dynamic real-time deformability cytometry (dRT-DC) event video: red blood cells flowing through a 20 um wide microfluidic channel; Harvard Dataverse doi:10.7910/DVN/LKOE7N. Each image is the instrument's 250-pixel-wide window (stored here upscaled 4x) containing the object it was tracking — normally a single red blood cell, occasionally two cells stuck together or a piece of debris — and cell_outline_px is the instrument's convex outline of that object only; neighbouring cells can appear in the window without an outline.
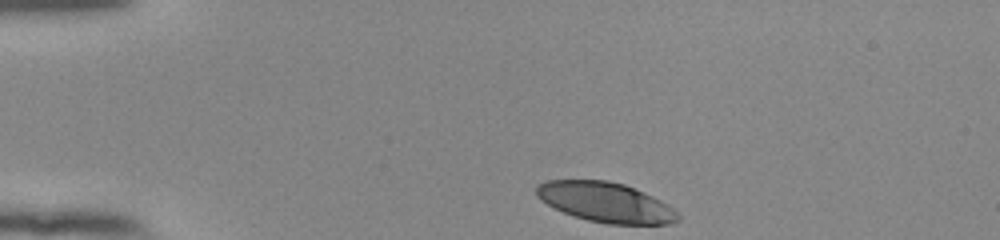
{"species": "human", "species_latin": "Homo sapiens", "temperature_condition": "room temperature", "stored_images_in_passage": 36, "camera_frame_rate_fps": 3000, "um_per_image_px": 0.085, "donor": {"sex": "female"}, "frame": {"image": 1, "passage_image": 1, "time_ms": 0.0, "image_size_px": [1000, 240], "cell_outline_px": [[680, 220], [672, 224], [608, 224], [588, 220], [564, 212], [540, 200], [536, 196], [536, 188], [540, 184], [548, 180], [608, 180], [624, 184], [644, 192], [668, 204], [680, 216]], "centroid_in_image_um": [51.51, 17.19], "position_along_channel_um": 33.5, "area_um2": 32.71}}
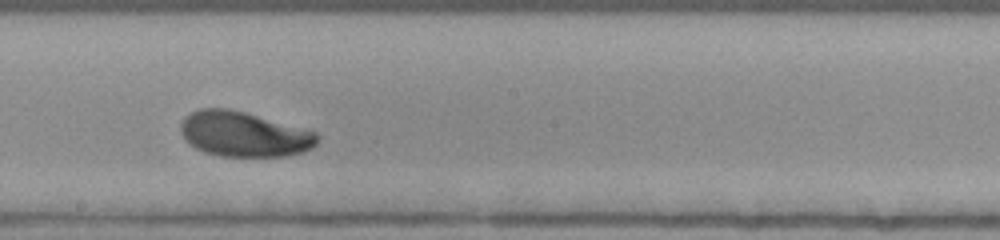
{"frame": {"image": 2, "passage_image": 21, "time_ms": 6.667, "image_size_px": [1000, 240], "cell_outline_px": [[320, 136], [316, 144], [312, 148], [300, 152], [284, 156], [220, 156], [204, 152], [188, 144], [184, 140], [180, 132], [180, 124], [184, 116], [200, 108], [228, 108], [244, 112], [316, 132]], "centroid_in_image_um": [20.68, 11.4], "position_along_channel_um": 227.5, "area_um2": 35.84}}
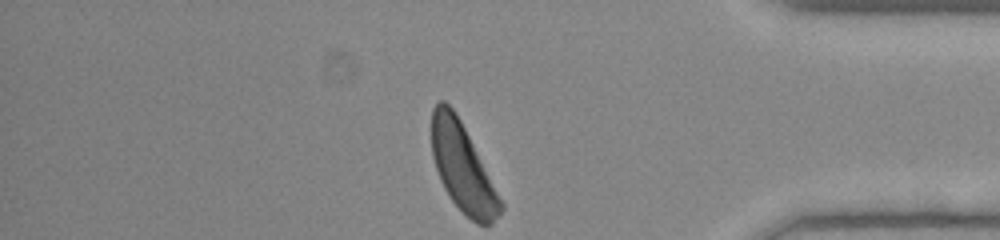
{"frame": {"image": 3, "passage_image": 36, "time_ms": 11.667, "image_size_px": [1000, 240], "cell_outline_px": [[504, 208], [492, 224], [476, 224], [448, 196], [440, 180], [432, 156], [432, 108], [440, 100], [444, 100], [456, 112], [504, 204]], "centroid_in_image_um": [39.32, 14.25], "position_along_channel_um": 395.9, "area_um2": 34.8}, "authors_computed_cell_mechanics": {"area_um2": 35.7493, "velocity_mm_per_s": 3.8228, "shape_relaxation_time_tau1_ms": 2.6094, "shape_relaxation_time_tau2_ms": null, "deformation_change_tau1": 0.1438, "deformation_change_tau2": null}}